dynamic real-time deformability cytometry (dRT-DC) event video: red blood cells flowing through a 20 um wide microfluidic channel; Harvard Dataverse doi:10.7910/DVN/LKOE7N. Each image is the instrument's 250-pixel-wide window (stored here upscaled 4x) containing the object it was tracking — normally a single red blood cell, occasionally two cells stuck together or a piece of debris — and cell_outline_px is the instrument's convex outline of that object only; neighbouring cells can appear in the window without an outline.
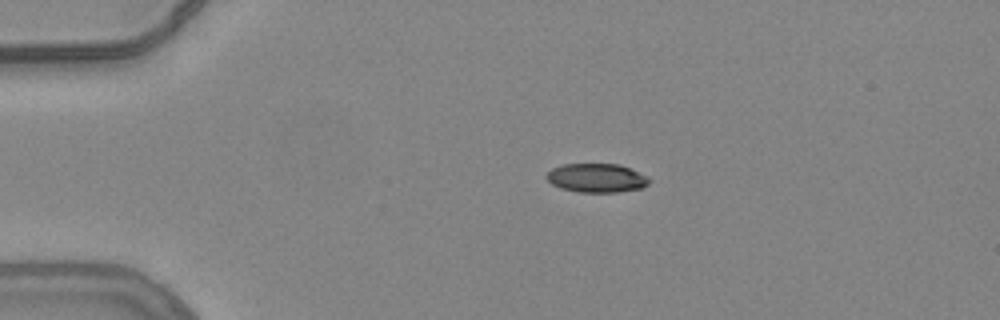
{"species": "common noctule bat (a hibernating species)", "species_latin": "Nyctalus noctula", "temperature_condition": "warm", "stored_images_in_passage": 44, "camera_frame_rate_fps": 3000, "um_per_image_px": 0.085, "animal": {"sex": "female", "body_mass_g": 24.6, "forearm_length_mm": 56.2}, "frame": {"image": 1, "passage_image": 1, "time_ms": 0.0, "image_size_px": [1000, 320], "cell_outline_px": [[648, 184], [644, 188], [616, 192], [580, 192], [560, 188], [552, 184], [544, 176], [552, 168], [564, 164], [620, 164], [648, 176]], "centroid_in_image_um": [50.71, 15.12], "position_along_channel_um": 34.3, "area_um2": 17.28}}
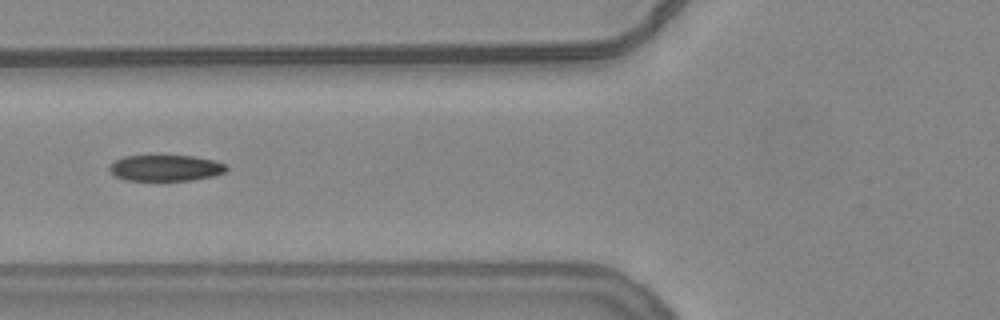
{"frame": {"image": 2, "passage_image": 11, "time_ms": 3.333, "image_size_px": [1000, 320], "cell_outline_px": [[228, 168], [224, 172], [216, 176], [192, 180], [124, 180], [116, 176], [108, 168], [116, 160], [124, 156], [192, 156], [212, 160], [224, 164]], "centroid_in_image_um": [14.09, 14.28], "position_along_channel_um": 111.7, "area_um2": 17.57}}
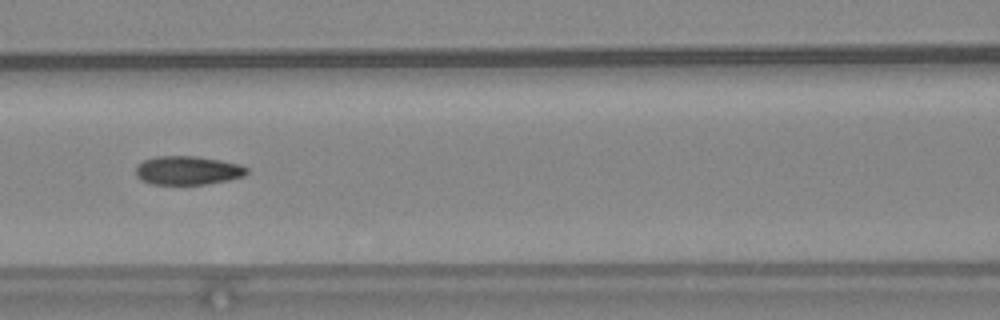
{"frame": {"image": 3, "passage_image": 14, "time_ms": 4.333, "image_size_px": [1000, 320], "cell_outline_px": [[248, 172], [244, 176], [228, 180], [204, 184], [152, 184], [140, 180], [136, 176], [136, 164], [144, 160], [156, 156], [196, 156], [220, 160], [240, 164], [248, 168]], "centroid_in_image_um": [15.94, 14.48], "position_along_channel_um": 150.7, "area_um2": 18.67}, "authors_computed_cell_mechanics": {"area_um2": 18.6405, "velocity_mm_per_s": 3.8302, "shape_relaxation_time_tau1_ms": 10.7862, "shape_relaxation_time_tau2_ms": 1.2688, "deformation_change_tau1": 0.2667, "deformation_change_tau2": 0.0698}}